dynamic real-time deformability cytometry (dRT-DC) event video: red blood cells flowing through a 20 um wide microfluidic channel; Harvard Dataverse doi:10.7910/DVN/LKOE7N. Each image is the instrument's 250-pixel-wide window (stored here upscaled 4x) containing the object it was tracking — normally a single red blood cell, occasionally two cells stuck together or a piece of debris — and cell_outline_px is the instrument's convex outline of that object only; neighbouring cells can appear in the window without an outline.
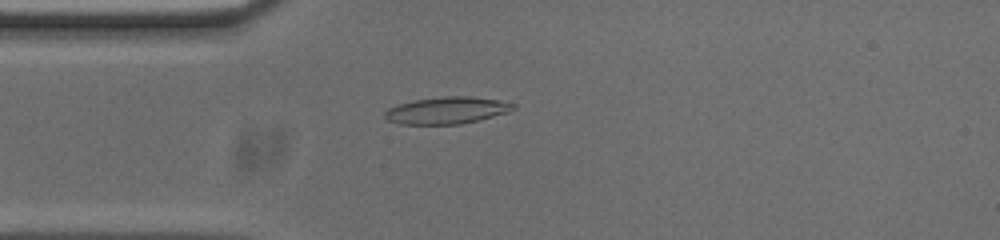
{"species": "common noctule bat (a hibernating species)", "species_latin": "Nyctalus noctula", "temperature_condition": "cold", "stored_images_in_passage": 41, "camera_frame_rate_fps": 3000, "um_per_image_px": 0.085, "animal": {"sex": "male", "body_mass_g": 20.0, "forearm_length_mm": 53.3}, "frame": {"image": 1, "passage_image": 1, "time_ms": 0.0, "image_size_px": [1000, 240], "cell_outline_px": [[516, 108], [508, 112], [480, 120], [460, 124], [400, 124], [388, 120], [384, 116], [384, 112], [388, 108], [400, 104], [416, 100], [444, 96], [472, 96], [496, 100], [516, 104]], "centroid_in_image_um": [38.0, 9.38], "position_along_channel_um": 47.0, "area_um2": 20.06}}
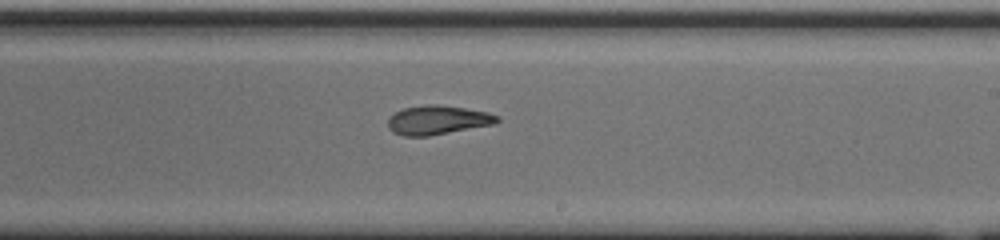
{"frame": {"image": 2, "passage_image": 18, "time_ms": 5.667, "image_size_px": [1000, 240], "cell_outline_px": [[500, 120], [496, 124], [428, 136], [404, 136], [392, 132], [388, 128], [388, 120], [396, 112], [404, 108], [428, 104], [436, 104], [464, 108], [488, 112], [500, 116]], "centroid_in_image_um": [37.23, 10.21], "position_along_channel_um": 251.8, "area_um2": 18.5}}
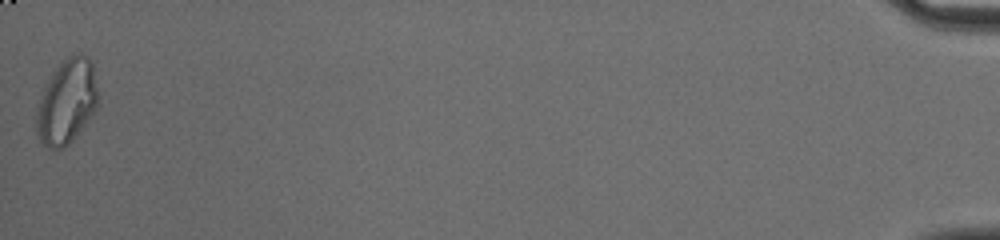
{"frame": {"image": 3, "passage_image": 41, "time_ms": 13.333, "image_size_px": [1000, 240], "cell_outline_px": [[96, 108], [80, 132], [64, 148], [48, 148], [40, 140], [36, 132], [36, 108], [44, 88], [52, 72], [68, 56], [80, 52], [84, 52], [92, 60], [96, 88]], "centroid_in_image_um": [5.66, 8.63], "position_along_channel_um": 429.5, "area_um2": 30.17}, "authors_computed_cell_mechanics": {"area_um2": 19.0162, "velocity_mm_per_s": 3.747, "shape_relaxation_time_tau1_ms": 10.7576, "shape_relaxation_time_tau2_ms": 2.6479, "deformation_change_tau1": 0.2629, "deformation_change_tau2": 0.1017}}